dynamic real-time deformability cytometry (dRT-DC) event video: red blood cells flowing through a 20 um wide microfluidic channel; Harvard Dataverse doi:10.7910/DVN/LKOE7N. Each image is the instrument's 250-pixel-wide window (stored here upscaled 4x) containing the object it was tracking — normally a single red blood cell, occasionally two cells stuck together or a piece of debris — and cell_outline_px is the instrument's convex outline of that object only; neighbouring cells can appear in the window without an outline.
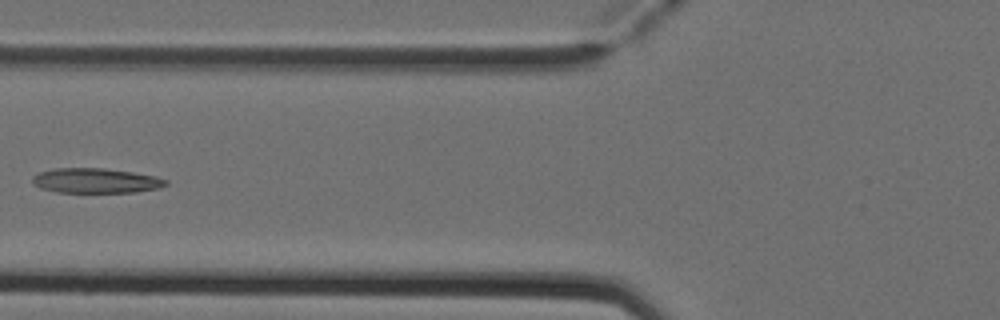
{"species": "Egyptian fruit bat (a non-hibernating species)", "species_latin": "Rousettus aegyptiacus", "temperature_condition": "cold", "stored_images_in_passage": 6, "camera_frame_rate_fps": 3000, "um_per_image_px": 0.085, "animal": {"sex": "female"}, "frame": {"image": 1, "passage_image": 5, "time_ms": 1.333, "image_size_px": [1000, 320], "cell_outline_px": [[168, 184], [160, 188], [136, 192], [56, 192], [40, 188], [32, 184], [32, 176], [40, 172], [56, 168], [104, 168], [132, 172], [156, 176], [168, 180]], "centroid_in_image_um": [8.15, 15.36], "position_along_channel_um": 117.7, "area_um2": 19.42}}
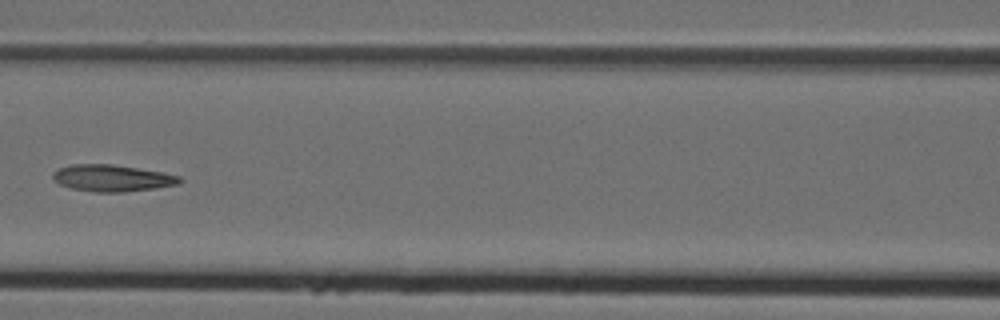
{"frame": {"image": 2, "passage_image": 6, "time_ms": 1.667, "image_size_px": [1000, 320], "cell_outline_px": [[184, 180], [180, 184], [156, 188], [124, 192], [96, 192], [72, 188], [60, 184], [52, 180], [52, 172], [60, 168], [72, 164], [112, 164], [160, 172], [180, 176]], "centroid_in_image_um": [9.53, 15.14], "position_along_channel_um": 157.1, "area_um2": 19.71}}